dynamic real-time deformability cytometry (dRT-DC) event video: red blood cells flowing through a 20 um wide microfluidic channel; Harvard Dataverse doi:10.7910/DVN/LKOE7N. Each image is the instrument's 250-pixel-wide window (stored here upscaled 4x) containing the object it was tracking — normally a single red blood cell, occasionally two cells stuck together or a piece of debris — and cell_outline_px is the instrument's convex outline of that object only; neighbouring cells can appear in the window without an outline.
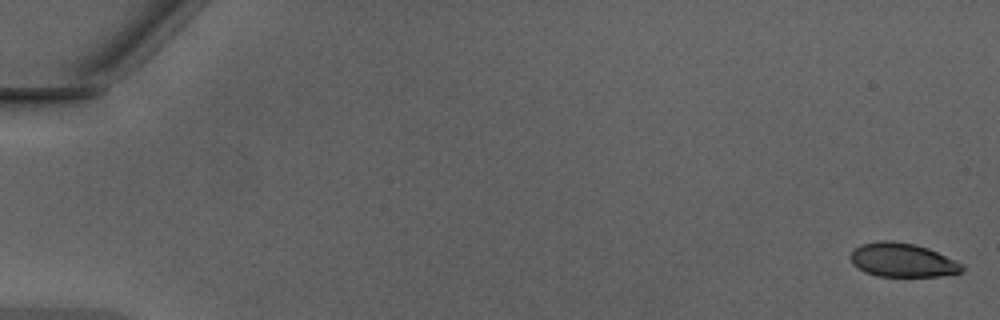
{"species": "Egyptian fruit bat (a non-hibernating species)", "species_latin": "Rousettus aegyptiacus", "temperature_condition": "warm", "stored_images_in_passage": 10, "camera_frame_rate_fps": 3000, "um_per_image_px": 0.085, "animal": {"sex": "male"}, "frame": {"image": 1, "passage_image": 1, "time_ms": 0.0, "image_size_px": [1000, 320], "cell_outline_px": [[964, 268], [960, 272], [940, 276], [876, 276], [864, 272], [852, 264], [848, 256], [860, 244], [880, 240], [892, 240], [916, 244], [928, 248], [964, 264]], "centroid_in_image_um": [76.67, 22.1], "position_along_channel_um": 8.3, "area_um2": 22.2}}